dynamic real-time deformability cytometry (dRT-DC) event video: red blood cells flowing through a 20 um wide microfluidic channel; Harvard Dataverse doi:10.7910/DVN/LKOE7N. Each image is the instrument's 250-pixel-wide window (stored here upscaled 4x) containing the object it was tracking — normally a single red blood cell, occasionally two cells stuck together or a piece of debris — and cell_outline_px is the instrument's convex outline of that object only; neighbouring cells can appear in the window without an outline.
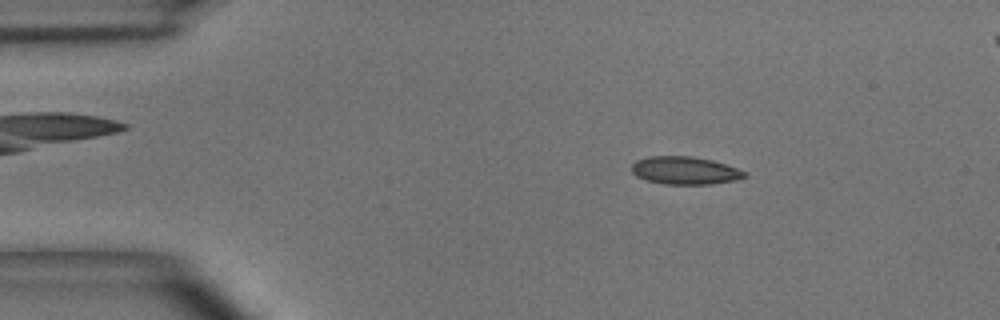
{"species": "common noctule bat (a hibernating species)", "species_latin": "Nyctalus noctula", "temperature_condition": "room temperature", "stored_images_in_passage": 47, "segment_of_instrument_passage": [1, 2], "camera_frame_rate_fps": 3000, "um_per_image_px": 0.085, "animal": {"sex": "male", "body_mass_g": 15.6}, "frame": {"image": 1, "passage_image": 4, "time_ms": 1.0, "image_size_px": [1000, 320], "cell_outline_px": [[748, 176], [736, 180], [712, 184], [664, 184], [648, 180], [636, 176], [632, 172], [632, 164], [636, 160], [648, 156], [692, 156], [712, 160], [748, 172]], "centroid_in_image_um": [58.23, 14.49], "position_along_channel_um": 26.8, "area_um2": 18.32}}
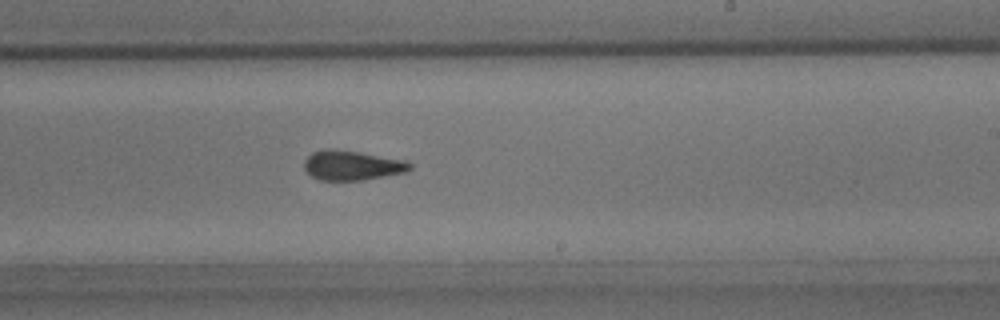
{"frame": {"image": 2, "passage_image": 26, "time_ms": 8.333, "image_size_px": [1000, 320], "cell_outline_px": [[412, 168], [404, 172], [384, 176], [360, 180], [320, 180], [312, 176], [304, 168], [304, 160], [312, 152], [328, 148], [356, 152], [404, 160], [412, 164]], "centroid_in_image_um": [29.89, 14.06], "position_along_channel_um": 259.1, "area_um2": 17.92}}
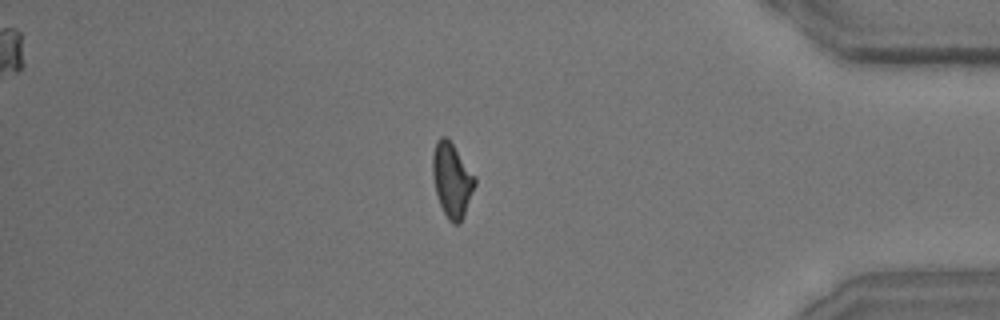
{"frame": {"image": 3, "passage_image": 39, "time_ms": 12.667, "image_size_px": [1000, 320], "cell_outline_px": [[476, 184], [464, 216], [460, 224], [452, 224], [448, 220], [440, 204], [436, 192], [432, 176], [432, 156], [436, 140], [440, 136], [448, 136], [476, 176]], "centroid_in_image_um": [38.42, 15.27], "position_along_channel_um": 396.8, "area_um2": 18.67}}